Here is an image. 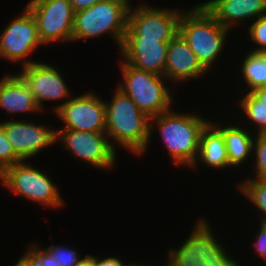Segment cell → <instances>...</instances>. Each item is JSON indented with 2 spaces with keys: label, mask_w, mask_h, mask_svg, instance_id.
Returning a JSON list of instances; mask_svg holds the SVG:
<instances>
[{
  "label": "cell",
  "mask_w": 266,
  "mask_h": 266,
  "mask_svg": "<svg viewBox=\"0 0 266 266\" xmlns=\"http://www.w3.org/2000/svg\"><path fill=\"white\" fill-rule=\"evenodd\" d=\"M22 161L7 140L3 125L0 123V173L7 167Z\"/></svg>",
  "instance_id": "27"
},
{
  "label": "cell",
  "mask_w": 266,
  "mask_h": 266,
  "mask_svg": "<svg viewBox=\"0 0 266 266\" xmlns=\"http://www.w3.org/2000/svg\"><path fill=\"white\" fill-rule=\"evenodd\" d=\"M123 82L117 84L125 95L149 118L171 110L173 97L165 77L139 70L125 61L119 62Z\"/></svg>",
  "instance_id": "5"
},
{
  "label": "cell",
  "mask_w": 266,
  "mask_h": 266,
  "mask_svg": "<svg viewBox=\"0 0 266 266\" xmlns=\"http://www.w3.org/2000/svg\"><path fill=\"white\" fill-rule=\"evenodd\" d=\"M144 4H138L134 10L130 6L124 39L170 42L179 33V20L182 11Z\"/></svg>",
  "instance_id": "7"
},
{
  "label": "cell",
  "mask_w": 266,
  "mask_h": 266,
  "mask_svg": "<svg viewBox=\"0 0 266 266\" xmlns=\"http://www.w3.org/2000/svg\"><path fill=\"white\" fill-rule=\"evenodd\" d=\"M53 112L63 121L62 129L86 132H105V101L95 93L87 92L54 106Z\"/></svg>",
  "instance_id": "10"
},
{
  "label": "cell",
  "mask_w": 266,
  "mask_h": 266,
  "mask_svg": "<svg viewBox=\"0 0 266 266\" xmlns=\"http://www.w3.org/2000/svg\"><path fill=\"white\" fill-rule=\"evenodd\" d=\"M14 266H33V263L25 256L19 257L18 262Z\"/></svg>",
  "instance_id": "35"
},
{
  "label": "cell",
  "mask_w": 266,
  "mask_h": 266,
  "mask_svg": "<svg viewBox=\"0 0 266 266\" xmlns=\"http://www.w3.org/2000/svg\"><path fill=\"white\" fill-rule=\"evenodd\" d=\"M101 0H70L74 13L88 9Z\"/></svg>",
  "instance_id": "31"
},
{
  "label": "cell",
  "mask_w": 266,
  "mask_h": 266,
  "mask_svg": "<svg viewBox=\"0 0 266 266\" xmlns=\"http://www.w3.org/2000/svg\"><path fill=\"white\" fill-rule=\"evenodd\" d=\"M25 7L36 21L42 44L72 41L75 13L70 0H30Z\"/></svg>",
  "instance_id": "9"
},
{
  "label": "cell",
  "mask_w": 266,
  "mask_h": 266,
  "mask_svg": "<svg viewBox=\"0 0 266 266\" xmlns=\"http://www.w3.org/2000/svg\"><path fill=\"white\" fill-rule=\"evenodd\" d=\"M24 255L33 263V266H54L53 257L44 249H41L38 244L27 248Z\"/></svg>",
  "instance_id": "28"
},
{
  "label": "cell",
  "mask_w": 266,
  "mask_h": 266,
  "mask_svg": "<svg viewBox=\"0 0 266 266\" xmlns=\"http://www.w3.org/2000/svg\"><path fill=\"white\" fill-rule=\"evenodd\" d=\"M105 109L109 141L114 140L135 156L144 154L150 139V118L117 87L111 102L105 101Z\"/></svg>",
  "instance_id": "2"
},
{
  "label": "cell",
  "mask_w": 266,
  "mask_h": 266,
  "mask_svg": "<svg viewBox=\"0 0 266 266\" xmlns=\"http://www.w3.org/2000/svg\"><path fill=\"white\" fill-rule=\"evenodd\" d=\"M260 221L266 227V218L260 219Z\"/></svg>",
  "instance_id": "37"
},
{
  "label": "cell",
  "mask_w": 266,
  "mask_h": 266,
  "mask_svg": "<svg viewBox=\"0 0 266 266\" xmlns=\"http://www.w3.org/2000/svg\"><path fill=\"white\" fill-rule=\"evenodd\" d=\"M168 43L150 39H124L119 52L127 64L164 76Z\"/></svg>",
  "instance_id": "15"
},
{
  "label": "cell",
  "mask_w": 266,
  "mask_h": 266,
  "mask_svg": "<svg viewBox=\"0 0 266 266\" xmlns=\"http://www.w3.org/2000/svg\"><path fill=\"white\" fill-rule=\"evenodd\" d=\"M216 127L223 133L228 161L231 167L238 166L239 168L246 159H249V156L252 158L253 140L255 137L252 130L248 131L249 128H245L246 126L240 127L239 124L235 126L228 124V126L222 127L218 123Z\"/></svg>",
  "instance_id": "20"
},
{
  "label": "cell",
  "mask_w": 266,
  "mask_h": 266,
  "mask_svg": "<svg viewBox=\"0 0 266 266\" xmlns=\"http://www.w3.org/2000/svg\"><path fill=\"white\" fill-rule=\"evenodd\" d=\"M28 86L40 110L43 102L49 100H69L71 92L64 76L49 63L35 62L22 67L17 73Z\"/></svg>",
  "instance_id": "13"
},
{
  "label": "cell",
  "mask_w": 266,
  "mask_h": 266,
  "mask_svg": "<svg viewBox=\"0 0 266 266\" xmlns=\"http://www.w3.org/2000/svg\"><path fill=\"white\" fill-rule=\"evenodd\" d=\"M172 110L150 118L148 145L152 140V126L155 122L172 163L191 168L199 153L201 132L210 120L195 113L185 114Z\"/></svg>",
  "instance_id": "1"
},
{
  "label": "cell",
  "mask_w": 266,
  "mask_h": 266,
  "mask_svg": "<svg viewBox=\"0 0 266 266\" xmlns=\"http://www.w3.org/2000/svg\"><path fill=\"white\" fill-rule=\"evenodd\" d=\"M229 30L217 22L201 3L187 12L182 11L179 20V34L207 71L222 54Z\"/></svg>",
  "instance_id": "3"
},
{
  "label": "cell",
  "mask_w": 266,
  "mask_h": 266,
  "mask_svg": "<svg viewBox=\"0 0 266 266\" xmlns=\"http://www.w3.org/2000/svg\"><path fill=\"white\" fill-rule=\"evenodd\" d=\"M255 238V251L266 261V227L260 222Z\"/></svg>",
  "instance_id": "30"
},
{
  "label": "cell",
  "mask_w": 266,
  "mask_h": 266,
  "mask_svg": "<svg viewBox=\"0 0 266 266\" xmlns=\"http://www.w3.org/2000/svg\"><path fill=\"white\" fill-rule=\"evenodd\" d=\"M129 264H125L121 259L118 257H106L104 259H99L97 257V266H128Z\"/></svg>",
  "instance_id": "32"
},
{
  "label": "cell",
  "mask_w": 266,
  "mask_h": 266,
  "mask_svg": "<svg viewBox=\"0 0 266 266\" xmlns=\"http://www.w3.org/2000/svg\"><path fill=\"white\" fill-rule=\"evenodd\" d=\"M196 223L222 248L225 255L226 266H242L239 264L240 261H236L233 259V257H231V255H228L229 252L227 253V250L224 248V246H222L221 243L216 240V235L214 236V232L211 230V225H209L208 221L202 218L198 219Z\"/></svg>",
  "instance_id": "29"
},
{
  "label": "cell",
  "mask_w": 266,
  "mask_h": 266,
  "mask_svg": "<svg viewBox=\"0 0 266 266\" xmlns=\"http://www.w3.org/2000/svg\"><path fill=\"white\" fill-rule=\"evenodd\" d=\"M217 123L210 121L201 132L199 153L192 170L197 169L199 162L211 168L224 170L230 168L226 143L223 133L216 127ZM199 160V161H198ZM198 162V163H197ZM197 165V166H196Z\"/></svg>",
  "instance_id": "19"
},
{
  "label": "cell",
  "mask_w": 266,
  "mask_h": 266,
  "mask_svg": "<svg viewBox=\"0 0 266 266\" xmlns=\"http://www.w3.org/2000/svg\"><path fill=\"white\" fill-rule=\"evenodd\" d=\"M0 108L10 115L39 112L40 108L28 86L18 74H5L0 80Z\"/></svg>",
  "instance_id": "18"
},
{
  "label": "cell",
  "mask_w": 266,
  "mask_h": 266,
  "mask_svg": "<svg viewBox=\"0 0 266 266\" xmlns=\"http://www.w3.org/2000/svg\"><path fill=\"white\" fill-rule=\"evenodd\" d=\"M71 154L98 169H111L117 160L114 142L109 141L106 132H86L72 129L56 130V142Z\"/></svg>",
  "instance_id": "8"
},
{
  "label": "cell",
  "mask_w": 266,
  "mask_h": 266,
  "mask_svg": "<svg viewBox=\"0 0 266 266\" xmlns=\"http://www.w3.org/2000/svg\"><path fill=\"white\" fill-rule=\"evenodd\" d=\"M77 266H97V257L86 254L85 257L78 262Z\"/></svg>",
  "instance_id": "33"
},
{
  "label": "cell",
  "mask_w": 266,
  "mask_h": 266,
  "mask_svg": "<svg viewBox=\"0 0 266 266\" xmlns=\"http://www.w3.org/2000/svg\"><path fill=\"white\" fill-rule=\"evenodd\" d=\"M201 4L217 22L230 30L240 22L266 15V0H210Z\"/></svg>",
  "instance_id": "17"
},
{
  "label": "cell",
  "mask_w": 266,
  "mask_h": 266,
  "mask_svg": "<svg viewBox=\"0 0 266 266\" xmlns=\"http://www.w3.org/2000/svg\"><path fill=\"white\" fill-rule=\"evenodd\" d=\"M248 35L256 48L251 50L254 53H266V15L256 18L248 27Z\"/></svg>",
  "instance_id": "26"
},
{
  "label": "cell",
  "mask_w": 266,
  "mask_h": 266,
  "mask_svg": "<svg viewBox=\"0 0 266 266\" xmlns=\"http://www.w3.org/2000/svg\"><path fill=\"white\" fill-rule=\"evenodd\" d=\"M183 244L168 252L165 266H226L222 248L197 224Z\"/></svg>",
  "instance_id": "12"
},
{
  "label": "cell",
  "mask_w": 266,
  "mask_h": 266,
  "mask_svg": "<svg viewBox=\"0 0 266 266\" xmlns=\"http://www.w3.org/2000/svg\"><path fill=\"white\" fill-rule=\"evenodd\" d=\"M0 123L3 125L7 140L22 160L28 161L29 158L56 143V130L48 125L12 119Z\"/></svg>",
  "instance_id": "14"
},
{
  "label": "cell",
  "mask_w": 266,
  "mask_h": 266,
  "mask_svg": "<svg viewBox=\"0 0 266 266\" xmlns=\"http://www.w3.org/2000/svg\"><path fill=\"white\" fill-rule=\"evenodd\" d=\"M42 170L22 160L0 173V182L15 195L25 197L43 206L59 208L64 204L57 185Z\"/></svg>",
  "instance_id": "6"
},
{
  "label": "cell",
  "mask_w": 266,
  "mask_h": 266,
  "mask_svg": "<svg viewBox=\"0 0 266 266\" xmlns=\"http://www.w3.org/2000/svg\"><path fill=\"white\" fill-rule=\"evenodd\" d=\"M40 45L43 44L38 36L36 21L25 7L20 17L9 23L0 35V57L13 63L21 60L23 67L36 62L27 60V57Z\"/></svg>",
  "instance_id": "11"
},
{
  "label": "cell",
  "mask_w": 266,
  "mask_h": 266,
  "mask_svg": "<svg viewBox=\"0 0 266 266\" xmlns=\"http://www.w3.org/2000/svg\"><path fill=\"white\" fill-rule=\"evenodd\" d=\"M252 93L266 105V86L259 87Z\"/></svg>",
  "instance_id": "34"
},
{
  "label": "cell",
  "mask_w": 266,
  "mask_h": 266,
  "mask_svg": "<svg viewBox=\"0 0 266 266\" xmlns=\"http://www.w3.org/2000/svg\"><path fill=\"white\" fill-rule=\"evenodd\" d=\"M252 153L255 155L254 174L256 173L252 179L266 182V134H255Z\"/></svg>",
  "instance_id": "24"
},
{
  "label": "cell",
  "mask_w": 266,
  "mask_h": 266,
  "mask_svg": "<svg viewBox=\"0 0 266 266\" xmlns=\"http://www.w3.org/2000/svg\"><path fill=\"white\" fill-rule=\"evenodd\" d=\"M240 69L248 87L247 92L266 86V53L248 51Z\"/></svg>",
  "instance_id": "21"
},
{
  "label": "cell",
  "mask_w": 266,
  "mask_h": 266,
  "mask_svg": "<svg viewBox=\"0 0 266 266\" xmlns=\"http://www.w3.org/2000/svg\"><path fill=\"white\" fill-rule=\"evenodd\" d=\"M128 266H151V265L150 264L149 265L148 264H144V263L143 264H141V263H139V264L132 263L131 264V262H129V265Z\"/></svg>",
  "instance_id": "36"
},
{
  "label": "cell",
  "mask_w": 266,
  "mask_h": 266,
  "mask_svg": "<svg viewBox=\"0 0 266 266\" xmlns=\"http://www.w3.org/2000/svg\"><path fill=\"white\" fill-rule=\"evenodd\" d=\"M52 257L54 266H77L82 259L77 250H72L66 246L50 245L45 249Z\"/></svg>",
  "instance_id": "25"
},
{
  "label": "cell",
  "mask_w": 266,
  "mask_h": 266,
  "mask_svg": "<svg viewBox=\"0 0 266 266\" xmlns=\"http://www.w3.org/2000/svg\"><path fill=\"white\" fill-rule=\"evenodd\" d=\"M129 0H101L74 14L72 41L109 33L121 48L128 25Z\"/></svg>",
  "instance_id": "4"
},
{
  "label": "cell",
  "mask_w": 266,
  "mask_h": 266,
  "mask_svg": "<svg viewBox=\"0 0 266 266\" xmlns=\"http://www.w3.org/2000/svg\"><path fill=\"white\" fill-rule=\"evenodd\" d=\"M240 108L242 114L248 118V122H253L256 125L258 134H266V105L258 99L252 92H245L241 97Z\"/></svg>",
  "instance_id": "22"
},
{
  "label": "cell",
  "mask_w": 266,
  "mask_h": 266,
  "mask_svg": "<svg viewBox=\"0 0 266 266\" xmlns=\"http://www.w3.org/2000/svg\"><path fill=\"white\" fill-rule=\"evenodd\" d=\"M196 54L178 33L169 43L164 77L172 83L198 79L207 74Z\"/></svg>",
  "instance_id": "16"
},
{
  "label": "cell",
  "mask_w": 266,
  "mask_h": 266,
  "mask_svg": "<svg viewBox=\"0 0 266 266\" xmlns=\"http://www.w3.org/2000/svg\"><path fill=\"white\" fill-rule=\"evenodd\" d=\"M239 185V186H238ZM237 185V189L258 208L262 215L260 219L266 218V182L257 179H247Z\"/></svg>",
  "instance_id": "23"
}]
</instances>
